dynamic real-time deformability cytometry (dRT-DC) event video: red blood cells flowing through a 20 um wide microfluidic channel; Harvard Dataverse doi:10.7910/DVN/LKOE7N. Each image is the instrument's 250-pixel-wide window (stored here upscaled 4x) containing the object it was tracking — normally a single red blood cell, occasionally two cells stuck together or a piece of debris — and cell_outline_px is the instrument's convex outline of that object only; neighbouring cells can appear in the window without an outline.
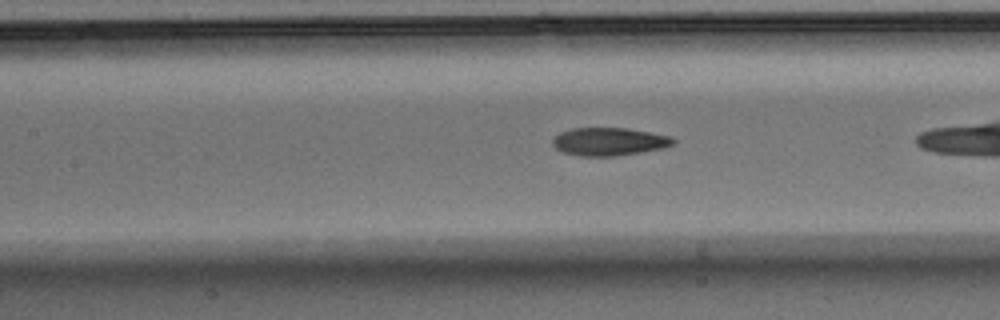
{"species": "Egyptian fruit bat (a non-hibernating species)", "species_latin": "Rousettus aegyptiacus", "temperature_condition": "warm", "stored_images_in_passage": 29, "camera_frame_rate_fps": 3000, "um_per_image_px": 0.085, "animal": {"sex": "male"}, "frame": {"image": 1, "passage_image": 13, "time_ms": 4.0, "image_size_px": [1000, 320], "cell_outline_px": [[676, 144], [664, 148], [616, 156], [580, 156], [564, 152], [556, 148], [552, 144], [552, 140], [560, 132], [572, 128], [624, 128], [672, 136], [676, 140]], "centroid_in_image_um": [51.8, 12.04], "position_along_channel_um": 155.6, "area_um2": 19.65}}
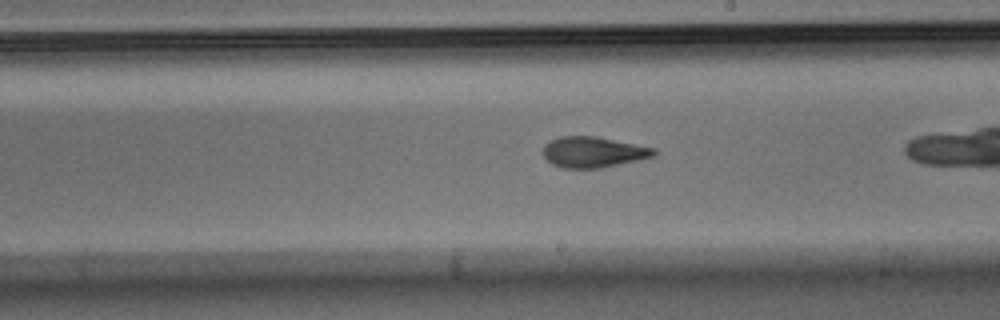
{"frame": {"image": 2, "passage_image": 19, "time_ms": 6.0, "image_size_px": [1000, 320], "cell_outline_px": [[660, 152], [656, 156], [604, 168], [564, 168], [552, 164], [544, 156], [544, 144], [548, 140], [560, 136], [596, 136], [656, 148]], "centroid_in_image_um": [50.48, 12.92], "position_along_channel_um": 238.5, "area_um2": 20.17}}
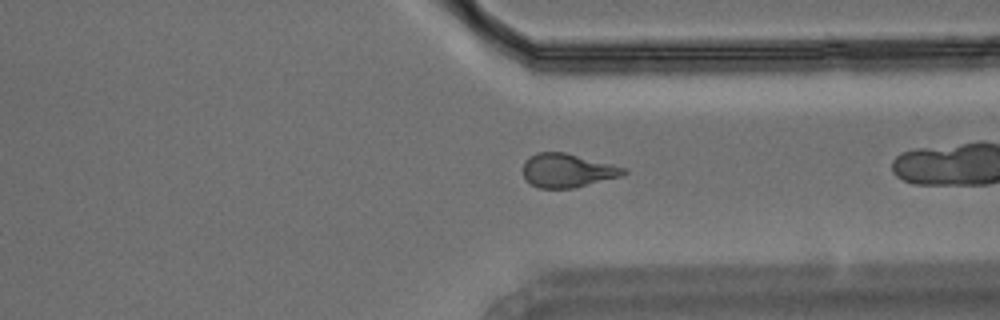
{"frame": {"image": 3, "passage_image": 28, "time_ms": 9.0, "image_size_px": [1000, 320], "cell_outline_px": [[628, 172], [624, 176], [572, 188], [540, 188], [532, 184], [524, 176], [524, 160], [528, 156], [536, 152], [564, 152], [628, 168]], "centroid_in_image_um": [48.27, 14.48], "position_along_channel_um": 363.1, "area_um2": 19.83}}